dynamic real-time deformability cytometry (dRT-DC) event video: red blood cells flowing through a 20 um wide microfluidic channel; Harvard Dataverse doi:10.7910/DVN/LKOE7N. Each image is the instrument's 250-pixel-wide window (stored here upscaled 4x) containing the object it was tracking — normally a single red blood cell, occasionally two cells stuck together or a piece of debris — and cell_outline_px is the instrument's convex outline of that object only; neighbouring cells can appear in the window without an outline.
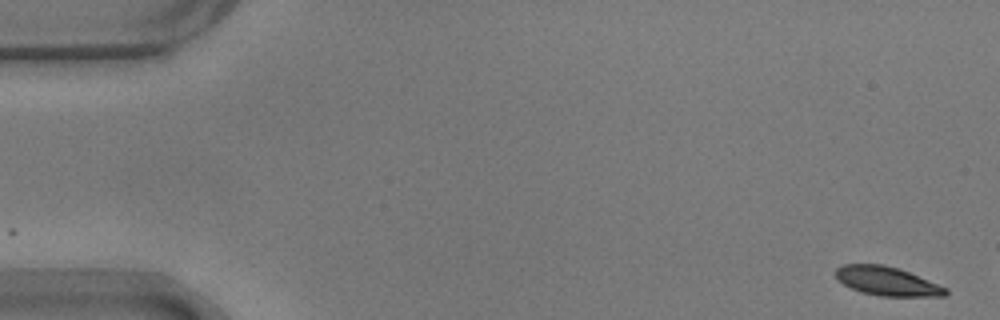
{"species": "common noctule bat (a hibernating species)", "species_latin": "Nyctalus noctula", "temperature_condition": "warm", "stored_images_in_passage": 8, "camera_frame_rate_fps": 3000, "um_per_image_px": 0.085, "animal": {"sex": "male", "body_mass_g": 17.9}, "frame": {"image": 1, "passage_image": 1, "time_ms": 0.0, "image_size_px": [1000, 320], "cell_outline_px": [[948, 292], [944, 296], [880, 296], [860, 292], [836, 280], [836, 268], [844, 264], [884, 264], [908, 272], [948, 288]], "centroid_in_image_um": [75.37, 23.9], "position_along_channel_um": 9.6, "area_um2": 18.38}}